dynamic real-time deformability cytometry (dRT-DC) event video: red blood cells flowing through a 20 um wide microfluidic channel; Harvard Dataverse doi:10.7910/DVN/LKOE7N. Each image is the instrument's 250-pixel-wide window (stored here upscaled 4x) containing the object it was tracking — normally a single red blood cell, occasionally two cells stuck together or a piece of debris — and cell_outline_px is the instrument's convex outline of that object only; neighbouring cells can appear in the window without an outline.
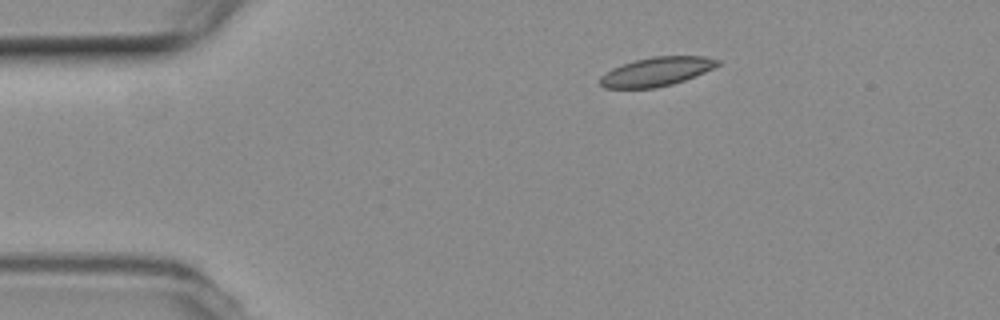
{"species": "common noctule bat (a hibernating species)", "species_latin": "Nyctalus noctula", "temperature_condition": "room temperature", "stored_images_in_passage": 46, "camera_frame_rate_fps": 3000, "um_per_image_px": 0.085, "animal": {"sex": "female", "body_mass_g": 19.3, "forearm_length_mm": 54.1}, "frame": {"image": 1, "passage_image": 1, "time_ms": 0.0, "image_size_px": [1000, 320], "cell_outline_px": [[720, 64], [704, 72], [684, 80], [672, 84], [656, 88], [604, 88], [600, 84], [600, 76], [612, 68], [636, 60], [652, 56], [704, 56], [720, 60]], "centroid_in_image_um": [55.8, 6.09], "position_along_channel_um": 29.2, "area_um2": 19.65}}
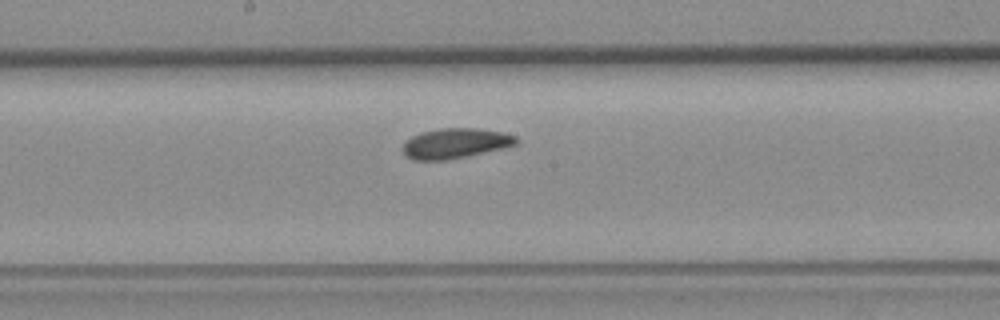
{"frame": {"image": 2, "passage_image": 20, "time_ms": 6.333, "image_size_px": [1000, 320], "cell_outline_px": [[520, 140], [516, 144], [500, 148], [448, 160], [412, 160], [400, 148], [404, 140], [420, 132], [440, 128], [476, 128], [504, 132], [516, 136]], "centroid_in_image_um": [38.65, 12.17], "position_along_channel_um": 209.5, "area_um2": 19.94}}
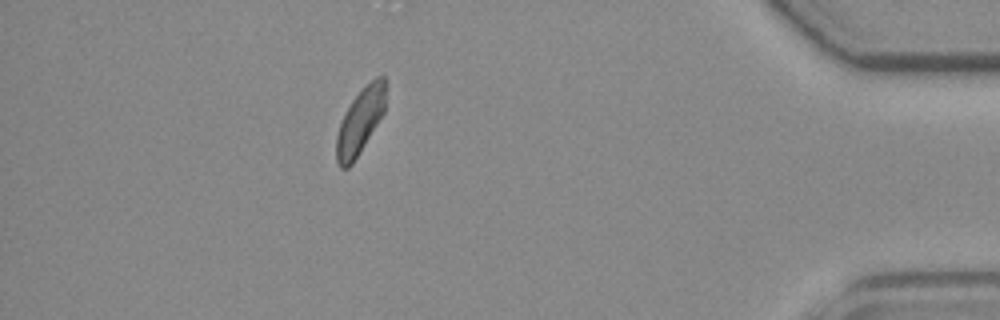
{"frame": {"image": 3, "passage_image": 40, "time_ms": 13.0, "image_size_px": [1000, 320], "cell_outline_px": [[384, 112], [352, 164], [348, 168], [340, 168], [336, 160], [336, 136], [344, 112], [352, 100], [376, 76], [384, 76]], "centroid_in_image_um": [30.57, 10.35], "position_along_channel_um": 404.6, "area_um2": 18.21}, "authors_computed_cell_mechanics": {"area_um2": 19.7965, "velocity_mm_per_s": 3.7118, "shape_relaxation_time_tau1_ms": 4.3834, "shape_relaxation_time_tau2_ms": null, "deformation_change_tau1": 0.1114, "deformation_change_tau2": null}}